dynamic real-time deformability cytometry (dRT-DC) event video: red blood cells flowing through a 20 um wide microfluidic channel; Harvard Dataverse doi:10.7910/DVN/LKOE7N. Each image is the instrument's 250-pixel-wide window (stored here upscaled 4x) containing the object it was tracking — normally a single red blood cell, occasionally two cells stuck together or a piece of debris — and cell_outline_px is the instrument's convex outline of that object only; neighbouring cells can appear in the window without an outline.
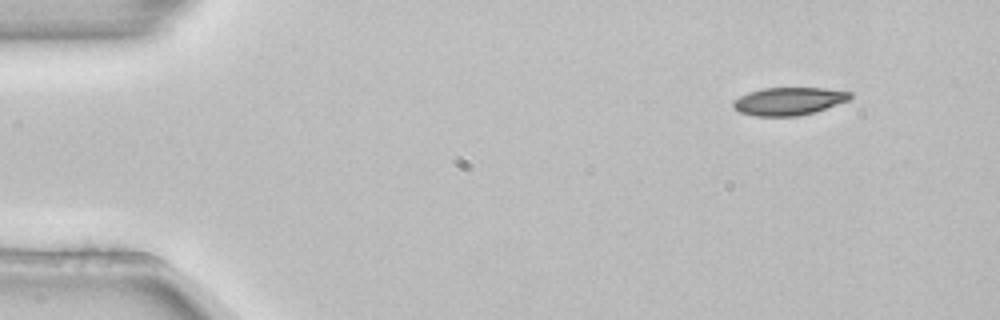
{"species": "common noctule bat (a hibernating species)", "species_latin": "Nyctalus noctula", "temperature_condition": "room temperature", "stored_images_in_passage": 3, "camera_frame_rate_fps": 3000, "um_per_image_px": 0.085, "animal": {"sex": "female", "body_mass_g": 22.7, "forearm_length_mm": 54.2}, "frame": {"image": 1, "passage_image": 1, "time_ms": 0.0, "image_size_px": [1000, 320], "cell_outline_px": [[852, 96], [848, 100], [816, 112], [800, 116], [756, 116], [740, 112], [732, 108], [732, 100], [748, 92], [764, 88], [824, 88], [852, 92]], "centroid_in_image_um": [67.02, 8.6], "position_along_channel_um": 18.0, "area_um2": 19.07}}